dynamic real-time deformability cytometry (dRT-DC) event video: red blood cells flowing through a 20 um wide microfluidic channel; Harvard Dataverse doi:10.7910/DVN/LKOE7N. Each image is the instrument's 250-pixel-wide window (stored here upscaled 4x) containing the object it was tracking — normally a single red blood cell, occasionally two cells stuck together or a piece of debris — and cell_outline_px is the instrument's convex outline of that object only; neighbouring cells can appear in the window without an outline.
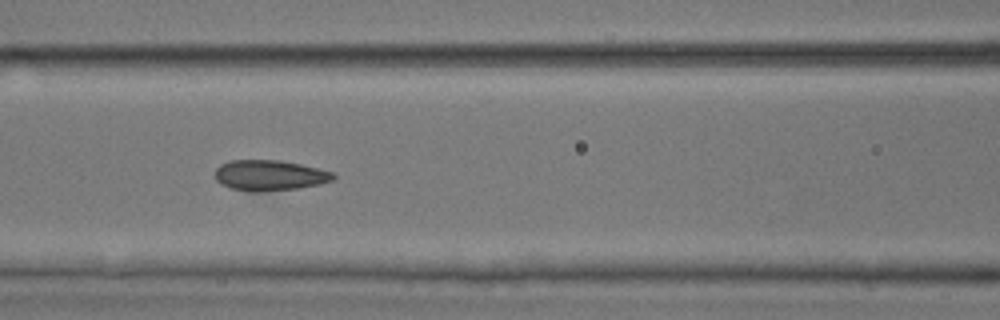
{"species": "common noctule bat (a hibernating species)", "species_latin": "Nyctalus noctula", "temperature_condition": "room temperature", "stored_images_in_passage": 15, "camera_frame_rate_fps": 3000, "um_per_image_px": 0.085, "animal": {"sex": "male", "body_mass_g": 17.9, "forearm_length_mm": 54.2}, "frame": {"image": 1, "passage_image": 8, "time_ms": 2.333, "image_size_px": [1000, 320], "cell_outline_px": [[336, 176], [332, 180], [320, 184], [296, 188], [268, 192], [248, 192], [232, 188], [220, 184], [216, 180], [216, 168], [220, 164], [232, 160], [280, 160], [300, 164], [332, 172]], "centroid_in_image_um": [22.89, 14.91], "position_along_channel_um": 143.7, "area_um2": 21.1}}